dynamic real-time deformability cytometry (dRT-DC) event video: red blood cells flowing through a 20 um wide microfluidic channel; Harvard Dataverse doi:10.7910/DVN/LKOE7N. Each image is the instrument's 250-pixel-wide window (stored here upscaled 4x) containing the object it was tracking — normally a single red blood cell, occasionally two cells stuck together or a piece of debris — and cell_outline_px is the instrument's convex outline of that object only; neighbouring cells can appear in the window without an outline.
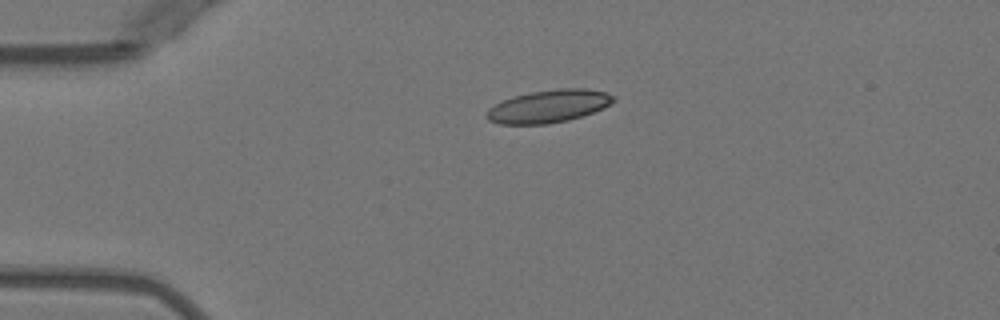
{"species": "Egyptian fruit bat (a non-hibernating species)", "species_latin": "Rousettus aegyptiacus", "temperature_condition": "warm", "stored_images_in_passage": 3, "camera_frame_rate_fps": 3000, "um_per_image_px": 0.085, "animal": {"sex": "female"}, "frame": {"image": 1, "passage_image": 2, "time_ms": 1.333, "image_size_px": [1000, 320], "cell_outline_px": [[616, 100], [604, 108], [568, 120], [548, 124], [500, 124], [488, 120], [484, 116], [484, 112], [488, 108], [504, 100], [516, 96], [532, 92], [560, 88], [584, 88], [604, 92], [616, 96]], "centroid_in_image_um": [46.62, 9.04], "position_along_channel_um": 38.4, "area_um2": 24.1}}